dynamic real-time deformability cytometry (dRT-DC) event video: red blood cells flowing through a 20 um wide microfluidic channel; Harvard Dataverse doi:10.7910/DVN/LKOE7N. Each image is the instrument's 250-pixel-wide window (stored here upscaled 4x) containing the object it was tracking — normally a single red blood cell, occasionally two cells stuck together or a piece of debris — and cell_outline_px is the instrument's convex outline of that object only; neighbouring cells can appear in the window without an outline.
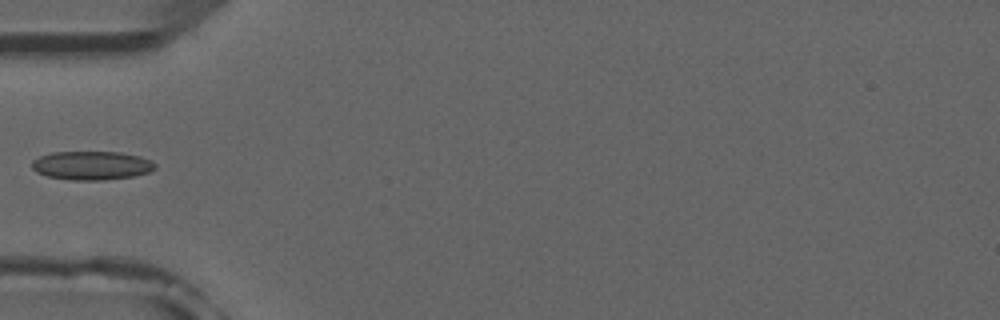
{"species": "common noctule bat (a hibernating species)", "species_latin": "Nyctalus noctula", "temperature_condition": "room temperature", "stored_images_in_passage": 7, "camera_frame_rate_fps": 3000, "um_per_image_px": 0.085, "animal": {"sex": "male", "forearm_length_mm": 52.5}, "frame": {"image": 1, "passage_image": 5, "time_ms": 4.667, "image_size_px": [1000, 320], "cell_outline_px": [[156, 168], [148, 172], [132, 176], [104, 180], [68, 180], [48, 176], [36, 172], [32, 168], [32, 160], [40, 156], [52, 152], [120, 152], [140, 156], [152, 160], [156, 164]], "centroid_in_image_um": [7.79, 14.06], "position_along_channel_um": 77.2, "area_um2": 20.69}}
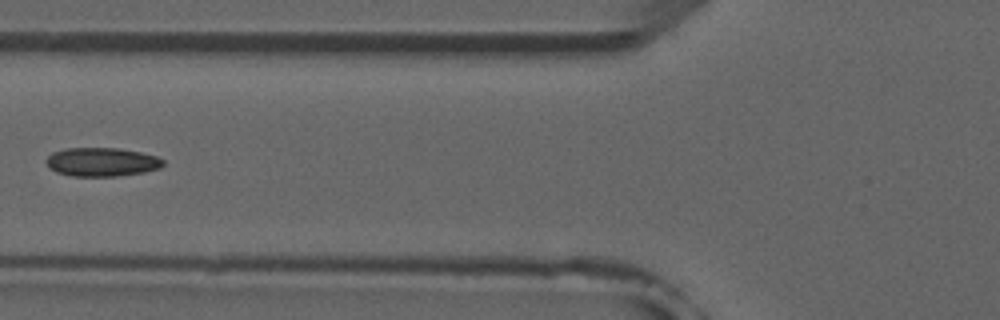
{"frame": {"image": 2, "passage_image": 6, "time_ms": 5.667, "image_size_px": [1000, 320], "cell_outline_px": [[164, 164], [160, 168], [144, 172], [116, 176], [72, 176], [56, 172], [48, 168], [44, 160], [52, 152], [64, 148], [120, 148], [140, 152], [156, 156], [164, 160]], "centroid_in_image_um": [8.61, 13.76], "position_along_channel_um": 117.2, "area_um2": 19.77}}
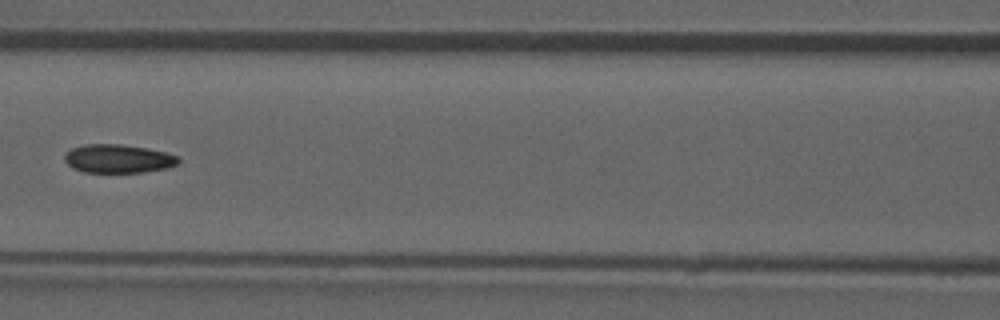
{"frame": {"image": 3, "passage_image": 7, "time_ms": 6.667, "image_size_px": [1000, 320], "cell_outline_px": [[180, 160], [176, 164], [168, 168], [144, 172], [84, 172], [72, 168], [64, 160], [64, 156], [72, 148], [84, 144], [120, 144], [148, 148], [168, 152], [180, 156]], "centroid_in_image_um": [10.08, 13.48], "position_along_channel_um": 156.5, "area_um2": 19.07}}